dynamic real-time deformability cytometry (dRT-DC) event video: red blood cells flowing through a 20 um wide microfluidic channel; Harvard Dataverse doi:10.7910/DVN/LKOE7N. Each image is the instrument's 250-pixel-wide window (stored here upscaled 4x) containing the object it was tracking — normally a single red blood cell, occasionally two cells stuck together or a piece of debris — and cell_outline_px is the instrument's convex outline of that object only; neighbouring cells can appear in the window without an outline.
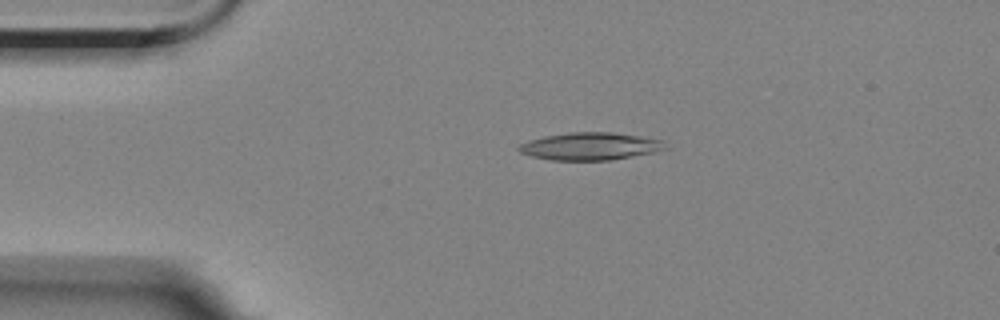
{"species": "Egyptian fruit bat (a non-hibernating species)", "species_latin": "Rousettus aegyptiacus", "temperature_condition": "room temperature", "stored_images_in_passage": 3, "camera_frame_rate_fps": 3000, "um_per_image_px": 0.085, "animal": {"sex": "female"}, "frame": {"image": 1, "passage_image": 2, "time_ms": 2.0, "image_size_px": [1000, 320], "cell_outline_px": [[668, 148], [656, 152], [608, 160], [552, 160], [532, 156], [520, 152], [516, 148], [520, 144], [528, 140], [544, 136], [568, 132], [612, 132], [640, 136], [664, 140]], "centroid_in_image_um": [50.18, 12.42], "position_along_channel_um": 34.8, "area_um2": 23.58}}